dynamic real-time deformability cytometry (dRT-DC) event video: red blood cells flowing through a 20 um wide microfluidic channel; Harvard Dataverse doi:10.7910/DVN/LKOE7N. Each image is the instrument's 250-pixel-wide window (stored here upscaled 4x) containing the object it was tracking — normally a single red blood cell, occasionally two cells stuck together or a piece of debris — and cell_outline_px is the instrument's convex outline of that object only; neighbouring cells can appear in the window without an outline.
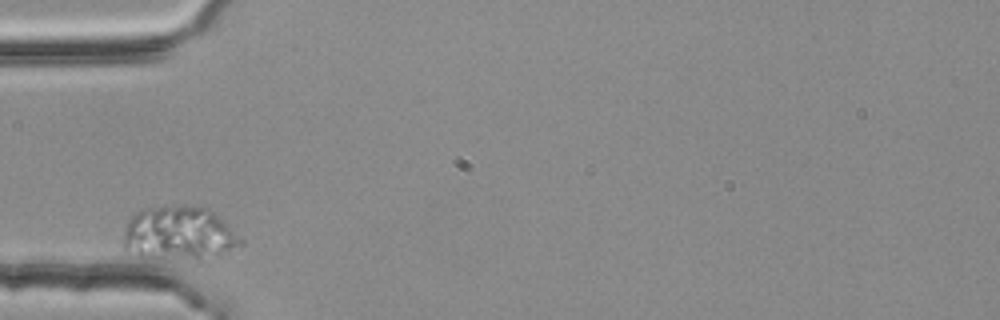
{"species": "common noctule bat (a hibernating species)", "species_latin": "Nyctalus noctula", "temperature_condition": "room temperature", "stored_images_in_passage": 5, "camera_frame_rate_fps": 3000, "um_per_image_px": 0.085, "animal": {"sex": "female", "body_mass_g": 25.1}, "frame": {"image": 1, "passage_image": 1, "time_ms": 0.0, "image_size_px": [1000, 320], "cell_outline_px": [[244, 244], [240, 248], [220, 256], [200, 260], [196, 260], [140, 256], [124, 252], [124, 232], [128, 220], [140, 208], [176, 204], [184, 204], [208, 208], [216, 212], [244, 240]], "centroid_in_image_um": [15.27, 19.83], "position_along_channel_um": 69.7, "area_um2": 38.03}}
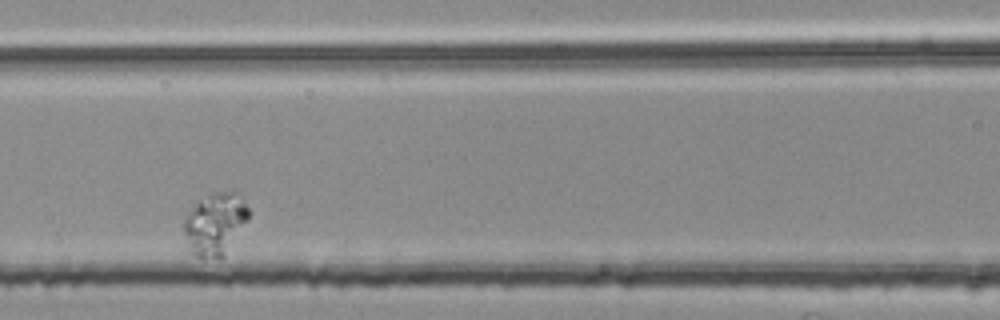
{"frame": {"image": 2, "passage_image": 3, "time_ms": 0.667, "image_size_px": [1000, 320], "cell_outline_px": [[248, 220], [224, 256], [220, 260], [196, 256], [192, 252], [188, 244], [184, 232], [184, 220], [188, 212], [208, 192], [232, 188], [236, 188], [244, 196], [248, 208]], "centroid_in_image_um": [18.34, 18.95], "position_along_channel_um": 148.3, "area_um2": 24.1}}
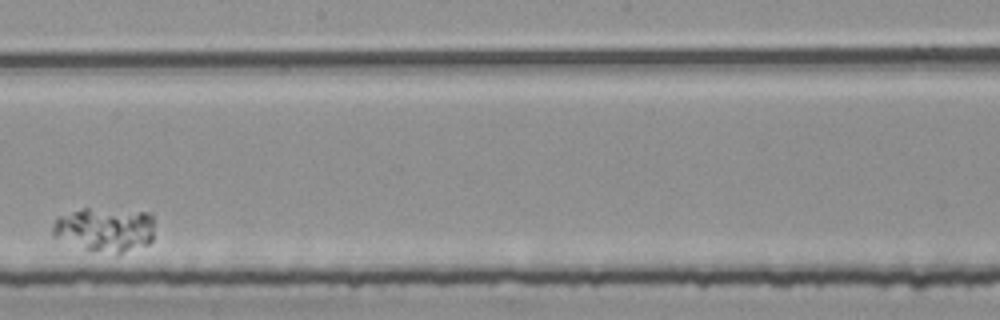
{"frame": {"image": 3, "passage_image": 5, "time_ms": 1.333, "image_size_px": [1000, 320], "cell_outline_px": [[152, 240], [148, 244], [120, 252], [88, 252], [52, 236], [52, 228], [56, 220], [60, 216], [84, 208], [88, 208], [152, 212]], "centroid_in_image_um": [8.89, 19.51], "position_along_channel_um": 239.3, "area_um2": 26.24}}